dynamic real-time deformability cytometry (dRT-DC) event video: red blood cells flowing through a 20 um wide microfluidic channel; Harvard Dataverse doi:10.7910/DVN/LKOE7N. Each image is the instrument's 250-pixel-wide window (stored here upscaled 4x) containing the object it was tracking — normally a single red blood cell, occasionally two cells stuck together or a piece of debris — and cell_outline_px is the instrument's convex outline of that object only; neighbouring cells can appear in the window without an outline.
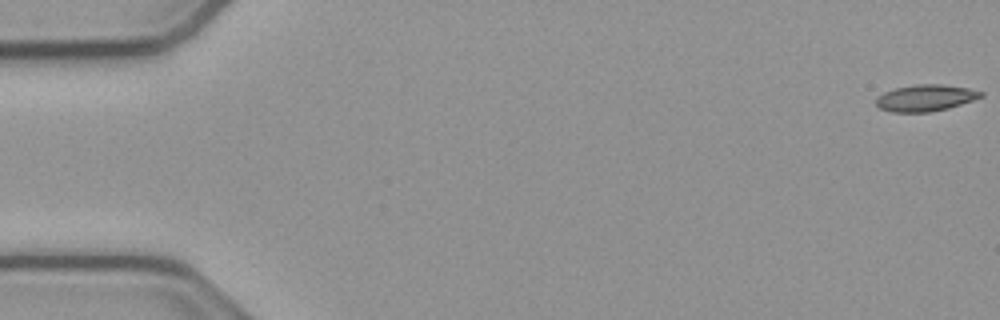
{"species": "common noctule bat (a hibernating species)", "species_latin": "Nyctalus noctula", "temperature_condition": "cold", "stored_images_in_passage": 54, "camera_frame_rate_fps": 3000, "um_per_image_px": 0.085, "animal": {"sex": "male", "body_mass_g": 23.1, "forearm_length_mm": 52.7}, "frame": {"image": 1, "passage_image": 1, "time_ms": 0.0, "image_size_px": [1000, 320], "cell_outline_px": [[984, 96], [948, 108], [928, 112], [892, 112], [880, 108], [876, 104], [876, 96], [884, 92], [896, 88], [916, 84], [944, 84], [968, 88], [984, 92]], "centroid_in_image_um": [78.66, 8.31], "position_along_channel_um": 6.3, "area_um2": 16.18}}
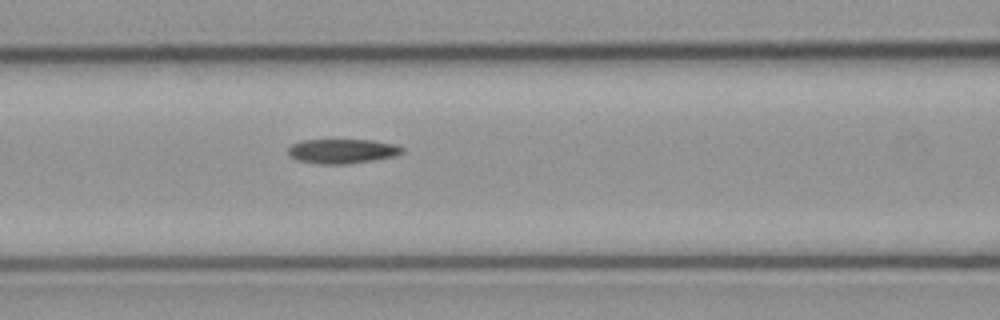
{"frame": {"image": 2, "passage_image": 23, "time_ms": 7.333, "image_size_px": [1000, 320], "cell_outline_px": [[404, 152], [396, 156], [372, 160], [344, 164], [320, 164], [296, 160], [288, 156], [288, 148], [292, 144], [300, 140], [372, 140], [396, 144], [404, 148]], "centroid_in_image_um": [29.08, 12.84], "position_along_channel_um": 137.5, "area_um2": 16.42}}
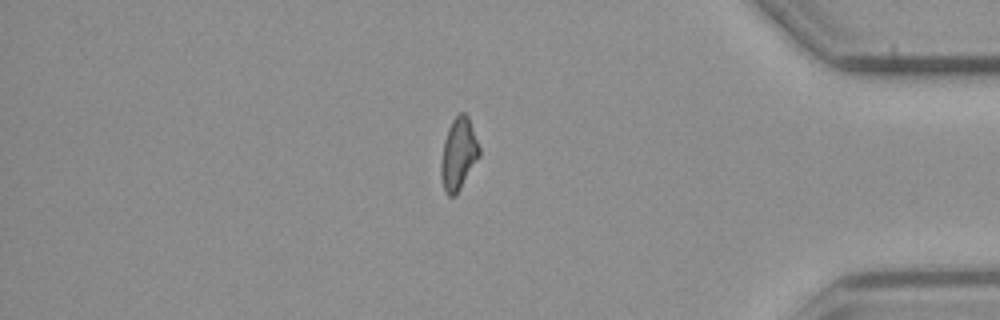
{"frame": {"image": 3, "passage_image": 46, "time_ms": 15.0, "image_size_px": [1000, 320], "cell_outline_px": [[480, 156], [456, 196], [448, 196], [444, 192], [440, 176], [440, 164], [444, 140], [448, 128], [452, 120], [460, 112], [464, 112], [468, 116], [480, 148]], "centroid_in_image_um": [38.96, 13.12], "position_along_channel_um": 396.2, "area_um2": 16.24}}